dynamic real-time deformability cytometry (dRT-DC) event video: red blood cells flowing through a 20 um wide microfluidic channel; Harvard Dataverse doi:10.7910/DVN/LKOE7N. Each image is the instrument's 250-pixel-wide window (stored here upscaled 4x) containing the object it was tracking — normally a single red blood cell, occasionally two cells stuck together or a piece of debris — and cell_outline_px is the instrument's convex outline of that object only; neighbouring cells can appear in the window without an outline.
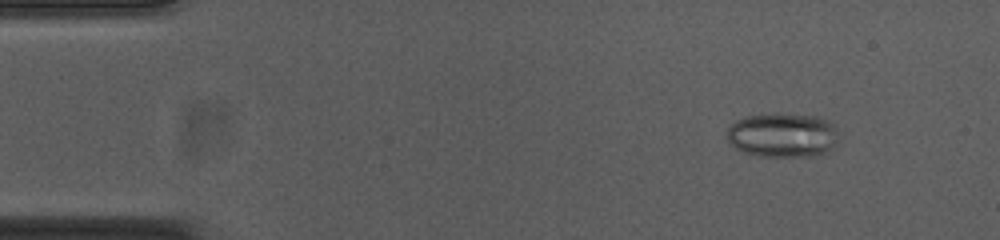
{"species": "common noctule bat (a hibernating species)", "species_latin": "Nyctalus noctula", "temperature_condition": "cold", "stored_images_in_passage": 54, "camera_frame_rate_fps": 3000, "um_per_image_px": 0.085, "animal": {"sex": "female", "body_mass_g": 23.0, "forearm_length_mm": 53.4}, "frame": {"image": 1, "passage_image": 6, "time_ms": 1.667, "image_size_px": [1000, 240], "cell_outline_px": [[836, 132], [832, 148], [824, 152], [812, 156], [756, 156], [744, 152], [736, 148], [728, 140], [728, 128], [736, 120], [748, 116], [772, 112], [780, 112], [816, 116], [828, 120], [832, 124]], "centroid_in_image_um": [66.48, 11.46], "position_along_channel_um": 18.5, "area_um2": 28.78}}
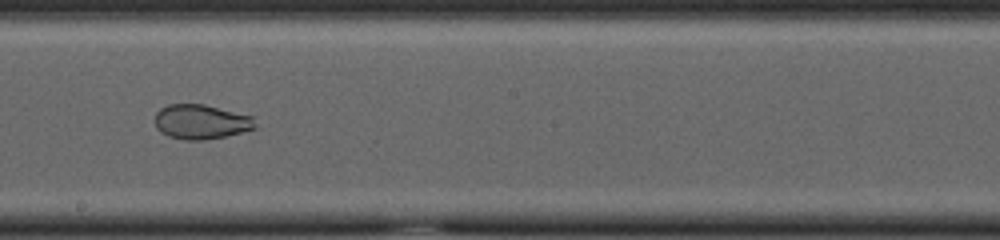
{"frame": {"image": 2, "passage_image": 30, "time_ms": 9.667, "image_size_px": [1000, 240], "cell_outline_px": [[256, 128], [224, 136], [204, 140], [184, 140], [168, 136], [160, 132], [156, 128], [156, 112], [160, 108], [168, 104], [204, 104], [252, 116]], "centroid_in_image_um": [17.05, 10.35], "position_along_channel_um": 231.2, "area_um2": 20.11}}
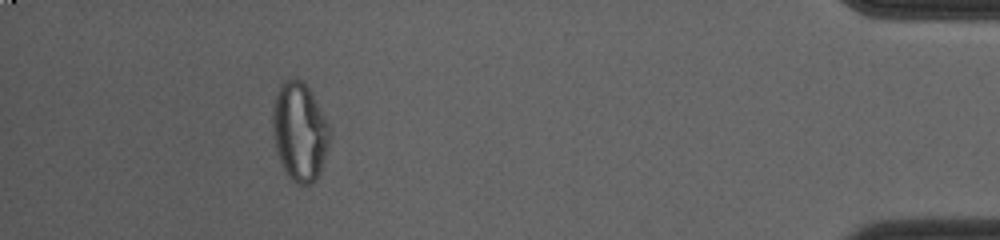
{"frame": {"image": 3, "passage_image": 49, "time_ms": 16.0, "image_size_px": [1000, 240], "cell_outline_px": [[328, 148], [320, 172], [316, 180], [312, 184], [296, 184], [288, 176], [280, 160], [276, 148], [272, 124], [272, 116], [276, 96], [284, 80], [300, 80], [308, 88], [328, 124]], "centroid_in_image_um": [25.46, 11.25], "position_along_channel_um": 409.7, "area_um2": 31.79}, "authors_computed_cell_mechanics": {"area_um2": 28.4665, "velocity_mm_per_s": 3.764, "shape_relaxation_time_tau1_ms": null, "shape_relaxation_time_tau2_ms": 0.9718, "deformation_change_tau1": null, "deformation_change_tau2": 0.0508}}